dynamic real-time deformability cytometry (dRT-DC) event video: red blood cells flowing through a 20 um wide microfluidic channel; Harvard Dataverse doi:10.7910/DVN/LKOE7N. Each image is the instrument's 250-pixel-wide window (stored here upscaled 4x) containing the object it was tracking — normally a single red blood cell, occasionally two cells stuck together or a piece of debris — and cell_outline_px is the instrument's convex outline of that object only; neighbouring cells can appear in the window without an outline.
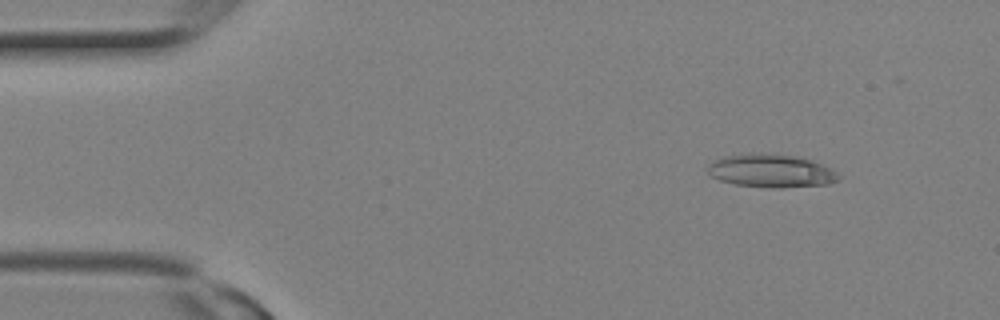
{"species": "Egyptian fruit bat (a non-hibernating species)", "species_latin": "Rousettus aegyptiacus", "temperature_condition": "room temperature", "stored_images_in_passage": 2, "camera_frame_rate_fps": 3000, "um_per_image_px": 0.085, "animal": {"sex": "female"}, "frame": {"image": 1, "passage_image": 1, "time_ms": 0.0, "image_size_px": [1000, 320], "cell_outline_px": [[840, 180], [828, 184], [780, 188], [764, 188], [736, 184], [720, 180], [712, 176], [708, 172], [708, 164], [724, 156], [748, 152], [752, 152], [796, 156], [812, 160], [832, 168], [840, 176]], "centroid_in_image_um": [65.56, 14.52], "position_along_channel_um": 19.4, "area_um2": 25.55}}